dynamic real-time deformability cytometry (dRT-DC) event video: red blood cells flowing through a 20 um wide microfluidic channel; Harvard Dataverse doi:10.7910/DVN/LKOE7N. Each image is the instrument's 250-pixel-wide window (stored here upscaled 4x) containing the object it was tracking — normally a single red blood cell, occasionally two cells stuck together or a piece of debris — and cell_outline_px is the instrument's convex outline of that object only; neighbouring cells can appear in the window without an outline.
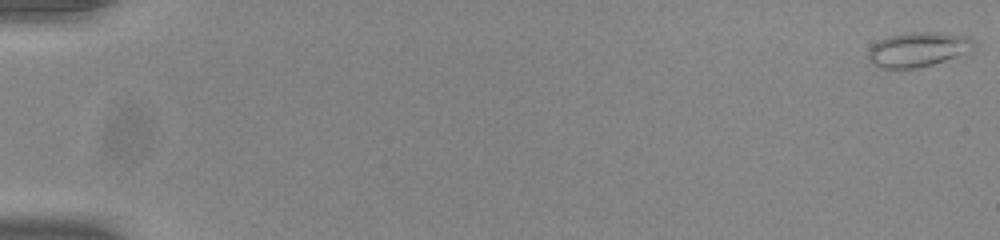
{"species": "common noctule bat (a hibernating species)", "species_latin": "Nyctalus noctula", "temperature_condition": "room temperature", "stored_images_in_passage": 15, "camera_frame_rate_fps": 3000, "um_per_image_px": 0.085, "animal": {"sex": "male", "body_mass_g": 20.0, "forearm_length_mm": 53.3}, "frame": {"image": 1, "passage_image": 1, "time_ms": 0.0, "image_size_px": [1000, 240], "cell_outline_px": [[976, 48], [968, 52], [932, 64], [916, 68], [880, 68], [872, 64], [868, 60], [868, 48], [872, 44], [888, 36], [908, 32], [940, 32], [968, 36], [976, 44]], "centroid_in_image_um": [78.01, 4.19], "position_along_channel_um": 7.0, "area_um2": 21.44}}